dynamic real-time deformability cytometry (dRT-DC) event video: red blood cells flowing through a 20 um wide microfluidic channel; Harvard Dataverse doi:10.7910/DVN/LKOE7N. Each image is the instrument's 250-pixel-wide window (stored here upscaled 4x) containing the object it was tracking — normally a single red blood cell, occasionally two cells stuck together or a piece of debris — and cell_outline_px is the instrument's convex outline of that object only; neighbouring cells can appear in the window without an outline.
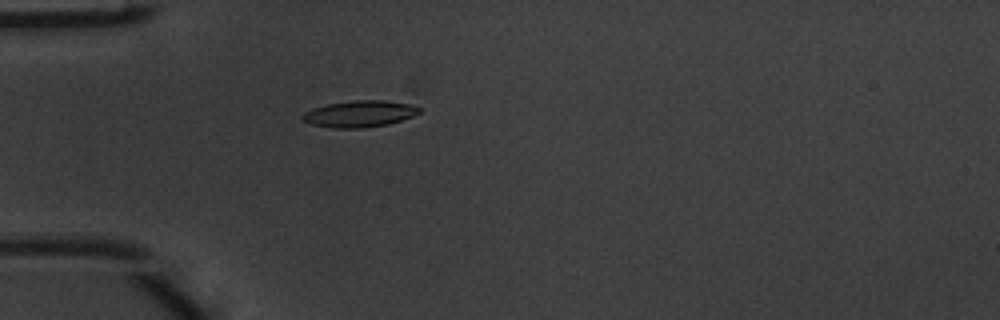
{"species": "common noctule bat (a hibernating species)", "species_latin": "Nyctalus noctula", "temperature_condition": "warm", "stored_images_in_passage": 6, "camera_frame_rate_fps": 3000, "um_per_image_px": 0.085, "animal": {"sex": "male", "body_mass_g": 20.1, "forearm_length_mm": 53.5}, "frame": {"image": 1, "passage_image": 6, "time_ms": 1.667, "image_size_px": [1000, 320], "cell_outline_px": [[420, 112], [412, 116], [388, 124], [360, 128], [332, 128], [312, 124], [304, 120], [300, 116], [304, 112], [312, 108], [328, 104], [352, 100], [384, 100], [408, 104], [420, 108]], "centroid_in_image_um": [30.52, 9.67], "position_along_channel_um": 54.5, "area_um2": 17.86}}